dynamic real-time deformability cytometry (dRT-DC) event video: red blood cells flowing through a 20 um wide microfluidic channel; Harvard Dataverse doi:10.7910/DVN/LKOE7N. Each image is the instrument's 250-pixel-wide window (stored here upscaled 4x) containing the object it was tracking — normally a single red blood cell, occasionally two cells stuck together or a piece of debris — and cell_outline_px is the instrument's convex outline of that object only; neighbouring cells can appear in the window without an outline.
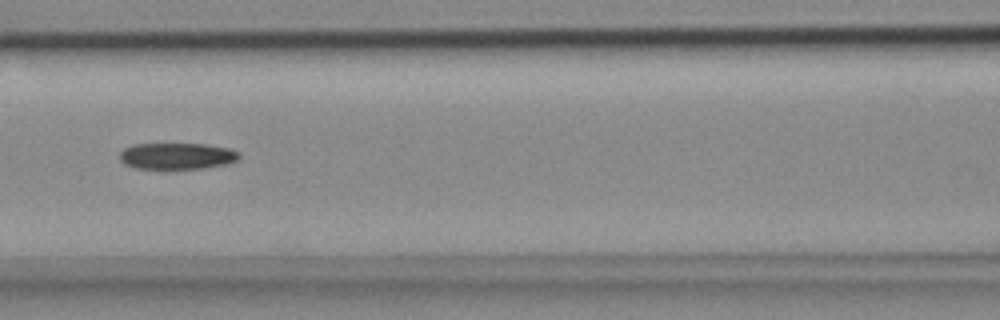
{"species": "common noctule bat (a hibernating species)", "species_latin": "Nyctalus noctula", "temperature_condition": "cold", "stored_images_in_passage": 9, "camera_frame_rate_fps": 3000, "um_per_image_px": 0.085, "animal": {"sex": "female", "body_mass_g": 18.4}, "frame": {"image": 1, "passage_image": 7, "time_ms": 2.0, "image_size_px": [1000, 320], "cell_outline_px": [[240, 156], [236, 160], [228, 164], [200, 168], [132, 168], [124, 164], [120, 160], [120, 152], [124, 148], [132, 144], [204, 144], [228, 148], [240, 152]], "centroid_in_image_um": [15.02, 13.25], "position_along_channel_um": 151.6, "area_um2": 18.32}}
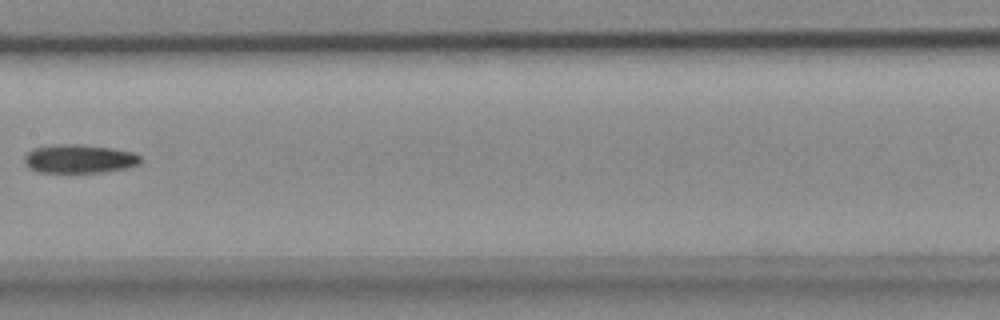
{"frame": {"image": 2, "passage_image": 8, "time_ms": 2.333, "image_size_px": [1000, 320], "cell_outline_px": [[140, 164], [132, 168], [104, 172], [40, 172], [28, 168], [24, 164], [24, 156], [32, 148], [52, 144], [76, 144], [108, 148], [132, 152], [140, 156]], "centroid_in_image_um": [6.72, 13.51], "position_along_channel_um": 200.7, "area_um2": 19.54}}
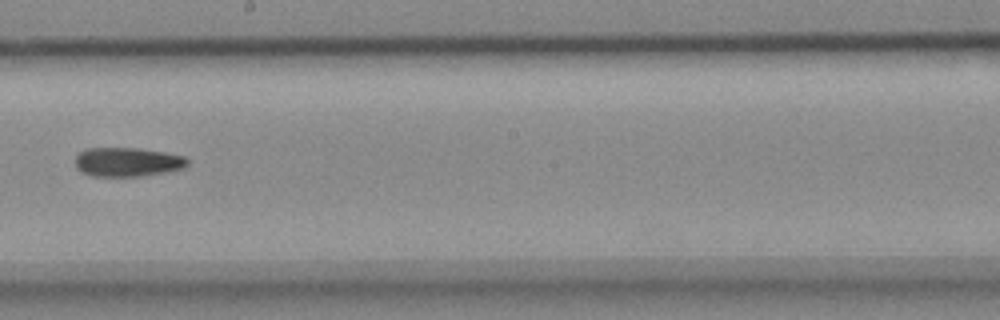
{"frame": {"image": 3, "passage_image": 9, "time_ms": 2.667, "image_size_px": [1000, 320], "cell_outline_px": [[188, 164], [184, 168], [168, 172], [140, 176], [92, 176], [80, 172], [76, 168], [76, 156], [80, 152], [88, 148], [136, 148], [164, 152], [184, 156], [188, 160]], "centroid_in_image_um": [10.83, 13.78], "position_along_channel_um": 237.4, "area_um2": 19.07}}